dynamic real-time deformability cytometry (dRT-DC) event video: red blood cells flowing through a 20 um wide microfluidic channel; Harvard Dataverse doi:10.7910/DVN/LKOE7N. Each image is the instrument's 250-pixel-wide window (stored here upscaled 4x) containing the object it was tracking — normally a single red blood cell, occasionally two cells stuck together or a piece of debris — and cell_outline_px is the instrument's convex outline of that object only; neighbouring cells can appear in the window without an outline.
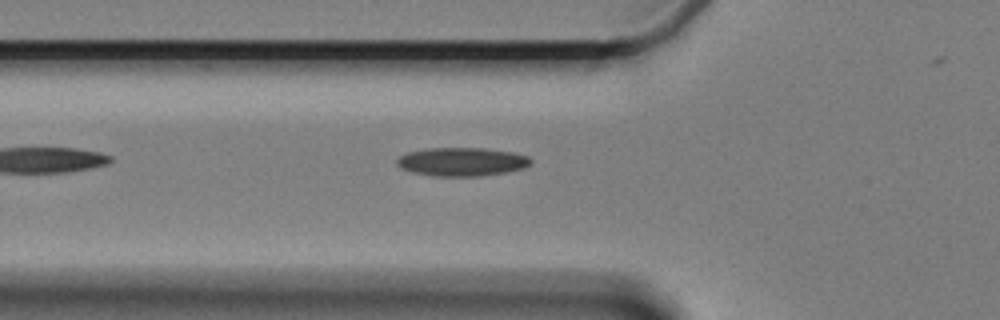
{"species": "Egyptian fruit bat (a non-hibernating species)", "species_latin": "Rousettus aegyptiacus", "temperature_condition": "cold", "stored_images_in_passage": 6, "camera_frame_rate_fps": 3000, "um_per_image_px": 0.085, "animal": {"sex": "female"}, "frame": {"image": 1, "passage_image": 5, "time_ms": 6.333, "image_size_px": [1000, 320], "cell_outline_px": [[532, 164], [524, 168], [504, 172], [480, 176], [432, 176], [412, 172], [400, 168], [396, 164], [396, 160], [400, 156], [408, 152], [428, 148], [484, 148], [512, 152], [528, 156], [532, 160]], "centroid_in_image_um": [39.25, 13.75], "position_along_channel_um": 86.5, "area_um2": 22.31}}